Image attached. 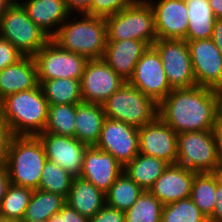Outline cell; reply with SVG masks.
<instances>
[{
	"label": "cell",
	"mask_w": 222,
	"mask_h": 222,
	"mask_svg": "<svg viewBox=\"0 0 222 222\" xmlns=\"http://www.w3.org/2000/svg\"><path fill=\"white\" fill-rule=\"evenodd\" d=\"M158 116L177 134L215 130L222 120L219 92L204 86L173 89L158 104Z\"/></svg>",
	"instance_id": "6da1fadb"
},
{
	"label": "cell",
	"mask_w": 222,
	"mask_h": 222,
	"mask_svg": "<svg viewBox=\"0 0 222 222\" xmlns=\"http://www.w3.org/2000/svg\"><path fill=\"white\" fill-rule=\"evenodd\" d=\"M48 110L49 103L40 85L9 95L0 102V114L12 136H37L43 133Z\"/></svg>",
	"instance_id": "7a4b0ae2"
},
{
	"label": "cell",
	"mask_w": 222,
	"mask_h": 222,
	"mask_svg": "<svg viewBox=\"0 0 222 222\" xmlns=\"http://www.w3.org/2000/svg\"><path fill=\"white\" fill-rule=\"evenodd\" d=\"M47 160L43 144L37 136H12L5 158L10 183L38 189Z\"/></svg>",
	"instance_id": "3957f363"
},
{
	"label": "cell",
	"mask_w": 222,
	"mask_h": 222,
	"mask_svg": "<svg viewBox=\"0 0 222 222\" xmlns=\"http://www.w3.org/2000/svg\"><path fill=\"white\" fill-rule=\"evenodd\" d=\"M80 17L70 21L69 16L51 39L62 49L87 59L103 58L107 41L105 18L87 14Z\"/></svg>",
	"instance_id": "277c9868"
},
{
	"label": "cell",
	"mask_w": 222,
	"mask_h": 222,
	"mask_svg": "<svg viewBox=\"0 0 222 222\" xmlns=\"http://www.w3.org/2000/svg\"><path fill=\"white\" fill-rule=\"evenodd\" d=\"M107 41L138 40L152 46L156 41L154 12L146 0H137L105 18Z\"/></svg>",
	"instance_id": "5b68a950"
},
{
	"label": "cell",
	"mask_w": 222,
	"mask_h": 222,
	"mask_svg": "<svg viewBox=\"0 0 222 222\" xmlns=\"http://www.w3.org/2000/svg\"><path fill=\"white\" fill-rule=\"evenodd\" d=\"M102 106L106 117L137 128L158 117V103L127 81Z\"/></svg>",
	"instance_id": "8992f818"
},
{
	"label": "cell",
	"mask_w": 222,
	"mask_h": 222,
	"mask_svg": "<svg viewBox=\"0 0 222 222\" xmlns=\"http://www.w3.org/2000/svg\"><path fill=\"white\" fill-rule=\"evenodd\" d=\"M0 37L9 41L23 56H34L51 38L27 15L15 0L2 16Z\"/></svg>",
	"instance_id": "52a82bcc"
},
{
	"label": "cell",
	"mask_w": 222,
	"mask_h": 222,
	"mask_svg": "<svg viewBox=\"0 0 222 222\" xmlns=\"http://www.w3.org/2000/svg\"><path fill=\"white\" fill-rule=\"evenodd\" d=\"M176 164L197 173L211 172L218 165L215 130L177 134Z\"/></svg>",
	"instance_id": "ba28073f"
},
{
	"label": "cell",
	"mask_w": 222,
	"mask_h": 222,
	"mask_svg": "<svg viewBox=\"0 0 222 222\" xmlns=\"http://www.w3.org/2000/svg\"><path fill=\"white\" fill-rule=\"evenodd\" d=\"M37 81L69 78L80 80L88 59L62 49L50 39L34 56Z\"/></svg>",
	"instance_id": "9c48e42d"
},
{
	"label": "cell",
	"mask_w": 222,
	"mask_h": 222,
	"mask_svg": "<svg viewBox=\"0 0 222 222\" xmlns=\"http://www.w3.org/2000/svg\"><path fill=\"white\" fill-rule=\"evenodd\" d=\"M152 46L161 57L167 81L172 89L197 86L186 40L156 39Z\"/></svg>",
	"instance_id": "30bf717a"
},
{
	"label": "cell",
	"mask_w": 222,
	"mask_h": 222,
	"mask_svg": "<svg viewBox=\"0 0 222 222\" xmlns=\"http://www.w3.org/2000/svg\"><path fill=\"white\" fill-rule=\"evenodd\" d=\"M124 83L103 58L88 59L80 79L82 101L102 105Z\"/></svg>",
	"instance_id": "8fae6325"
},
{
	"label": "cell",
	"mask_w": 222,
	"mask_h": 222,
	"mask_svg": "<svg viewBox=\"0 0 222 222\" xmlns=\"http://www.w3.org/2000/svg\"><path fill=\"white\" fill-rule=\"evenodd\" d=\"M127 82L158 104L173 90L167 81L161 57L153 46L143 53Z\"/></svg>",
	"instance_id": "7c38bea8"
},
{
	"label": "cell",
	"mask_w": 222,
	"mask_h": 222,
	"mask_svg": "<svg viewBox=\"0 0 222 222\" xmlns=\"http://www.w3.org/2000/svg\"><path fill=\"white\" fill-rule=\"evenodd\" d=\"M95 147L110 153L124 167L139 153L138 128L106 117Z\"/></svg>",
	"instance_id": "4fadbf2b"
},
{
	"label": "cell",
	"mask_w": 222,
	"mask_h": 222,
	"mask_svg": "<svg viewBox=\"0 0 222 222\" xmlns=\"http://www.w3.org/2000/svg\"><path fill=\"white\" fill-rule=\"evenodd\" d=\"M197 86H222V53L211 38L187 40Z\"/></svg>",
	"instance_id": "5bb4252c"
},
{
	"label": "cell",
	"mask_w": 222,
	"mask_h": 222,
	"mask_svg": "<svg viewBox=\"0 0 222 222\" xmlns=\"http://www.w3.org/2000/svg\"><path fill=\"white\" fill-rule=\"evenodd\" d=\"M139 153L164 160L169 165L177 160V133L159 116L138 128Z\"/></svg>",
	"instance_id": "9a60e30c"
},
{
	"label": "cell",
	"mask_w": 222,
	"mask_h": 222,
	"mask_svg": "<svg viewBox=\"0 0 222 222\" xmlns=\"http://www.w3.org/2000/svg\"><path fill=\"white\" fill-rule=\"evenodd\" d=\"M43 144L47 159L73 177H80L83 168V158L88 145L78 141L75 137L51 133L37 135Z\"/></svg>",
	"instance_id": "2e32d148"
},
{
	"label": "cell",
	"mask_w": 222,
	"mask_h": 222,
	"mask_svg": "<svg viewBox=\"0 0 222 222\" xmlns=\"http://www.w3.org/2000/svg\"><path fill=\"white\" fill-rule=\"evenodd\" d=\"M153 9L157 39L187 41L188 10L184 0H146Z\"/></svg>",
	"instance_id": "e0dca14e"
},
{
	"label": "cell",
	"mask_w": 222,
	"mask_h": 222,
	"mask_svg": "<svg viewBox=\"0 0 222 222\" xmlns=\"http://www.w3.org/2000/svg\"><path fill=\"white\" fill-rule=\"evenodd\" d=\"M124 167L110 154L95 146H88L84 153L80 177L107 193Z\"/></svg>",
	"instance_id": "ac0fdd59"
},
{
	"label": "cell",
	"mask_w": 222,
	"mask_h": 222,
	"mask_svg": "<svg viewBox=\"0 0 222 222\" xmlns=\"http://www.w3.org/2000/svg\"><path fill=\"white\" fill-rule=\"evenodd\" d=\"M196 173L178 164L169 165L149 189V192L163 205L188 198Z\"/></svg>",
	"instance_id": "d6986e66"
},
{
	"label": "cell",
	"mask_w": 222,
	"mask_h": 222,
	"mask_svg": "<svg viewBox=\"0 0 222 222\" xmlns=\"http://www.w3.org/2000/svg\"><path fill=\"white\" fill-rule=\"evenodd\" d=\"M149 45L144 41H106L103 59L124 80L128 81L134 68Z\"/></svg>",
	"instance_id": "ffe728a7"
},
{
	"label": "cell",
	"mask_w": 222,
	"mask_h": 222,
	"mask_svg": "<svg viewBox=\"0 0 222 222\" xmlns=\"http://www.w3.org/2000/svg\"><path fill=\"white\" fill-rule=\"evenodd\" d=\"M29 18L50 38L59 30L63 22L71 15L65 0H25L18 1Z\"/></svg>",
	"instance_id": "44dd1931"
},
{
	"label": "cell",
	"mask_w": 222,
	"mask_h": 222,
	"mask_svg": "<svg viewBox=\"0 0 222 222\" xmlns=\"http://www.w3.org/2000/svg\"><path fill=\"white\" fill-rule=\"evenodd\" d=\"M37 67L32 56H23L15 64L0 71V102L7 96L35 88Z\"/></svg>",
	"instance_id": "7402d4cb"
},
{
	"label": "cell",
	"mask_w": 222,
	"mask_h": 222,
	"mask_svg": "<svg viewBox=\"0 0 222 222\" xmlns=\"http://www.w3.org/2000/svg\"><path fill=\"white\" fill-rule=\"evenodd\" d=\"M105 119L106 115L101 104L83 101L76 104L75 138L88 146H95Z\"/></svg>",
	"instance_id": "603a6c76"
},
{
	"label": "cell",
	"mask_w": 222,
	"mask_h": 222,
	"mask_svg": "<svg viewBox=\"0 0 222 222\" xmlns=\"http://www.w3.org/2000/svg\"><path fill=\"white\" fill-rule=\"evenodd\" d=\"M66 203L79 214L90 219L103 208L106 198L105 193L93 183L81 177H74Z\"/></svg>",
	"instance_id": "cb8c5ba5"
},
{
	"label": "cell",
	"mask_w": 222,
	"mask_h": 222,
	"mask_svg": "<svg viewBox=\"0 0 222 222\" xmlns=\"http://www.w3.org/2000/svg\"><path fill=\"white\" fill-rule=\"evenodd\" d=\"M168 166L164 160L138 153L124 166V172L144 191H149Z\"/></svg>",
	"instance_id": "d4e9b609"
},
{
	"label": "cell",
	"mask_w": 222,
	"mask_h": 222,
	"mask_svg": "<svg viewBox=\"0 0 222 222\" xmlns=\"http://www.w3.org/2000/svg\"><path fill=\"white\" fill-rule=\"evenodd\" d=\"M187 6L189 25L187 40L212 38L216 17L208 0H184Z\"/></svg>",
	"instance_id": "484cf974"
},
{
	"label": "cell",
	"mask_w": 222,
	"mask_h": 222,
	"mask_svg": "<svg viewBox=\"0 0 222 222\" xmlns=\"http://www.w3.org/2000/svg\"><path fill=\"white\" fill-rule=\"evenodd\" d=\"M39 85L49 105L79 104L82 102L80 80L57 78L41 81Z\"/></svg>",
	"instance_id": "4316f807"
},
{
	"label": "cell",
	"mask_w": 222,
	"mask_h": 222,
	"mask_svg": "<svg viewBox=\"0 0 222 222\" xmlns=\"http://www.w3.org/2000/svg\"><path fill=\"white\" fill-rule=\"evenodd\" d=\"M65 203L66 199L61 195L39 189L33 190L23 219L48 221L54 213L62 209Z\"/></svg>",
	"instance_id": "83f0119b"
},
{
	"label": "cell",
	"mask_w": 222,
	"mask_h": 222,
	"mask_svg": "<svg viewBox=\"0 0 222 222\" xmlns=\"http://www.w3.org/2000/svg\"><path fill=\"white\" fill-rule=\"evenodd\" d=\"M143 191L123 171L105 194L106 204L118 210L126 211L133 206Z\"/></svg>",
	"instance_id": "f1b7e54d"
},
{
	"label": "cell",
	"mask_w": 222,
	"mask_h": 222,
	"mask_svg": "<svg viewBox=\"0 0 222 222\" xmlns=\"http://www.w3.org/2000/svg\"><path fill=\"white\" fill-rule=\"evenodd\" d=\"M216 188L217 183L211 172L195 174L190 199L208 219L214 212Z\"/></svg>",
	"instance_id": "f546056e"
},
{
	"label": "cell",
	"mask_w": 222,
	"mask_h": 222,
	"mask_svg": "<svg viewBox=\"0 0 222 222\" xmlns=\"http://www.w3.org/2000/svg\"><path fill=\"white\" fill-rule=\"evenodd\" d=\"M76 104L49 105L43 133L75 137Z\"/></svg>",
	"instance_id": "4dcf8cb0"
},
{
	"label": "cell",
	"mask_w": 222,
	"mask_h": 222,
	"mask_svg": "<svg viewBox=\"0 0 222 222\" xmlns=\"http://www.w3.org/2000/svg\"><path fill=\"white\" fill-rule=\"evenodd\" d=\"M32 194V189L10 183L0 204L2 218L23 220Z\"/></svg>",
	"instance_id": "1f68e13d"
},
{
	"label": "cell",
	"mask_w": 222,
	"mask_h": 222,
	"mask_svg": "<svg viewBox=\"0 0 222 222\" xmlns=\"http://www.w3.org/2000/svg\"><path fill=\"white\" fill-rule=\"evenodd\" d=\"M164 205L149 191H143L125 211V222H161Z\"/></svg>",
	"instance_id": "d6a6232c"
},
{
	"label": "cell",
	"mask_w": 222,
	"mask_h": 222,
	"mask_svg": "<svg viewBox=\"0 0 222 222\" xmlns=\"http://www.w3.org/2000/svg\"><path fill=\"white\" fill-rule=\"evenodd\" d=\"M73 179L74 177L65 169L47 160L42 170L38 189L61 195L66 199Z\"/></svg>",
	"instance_id": "836d02e7"
},
{
	"label": "cell",
	"mask_w": 222,
	"mask_h": 222,
	"mask_svg": "<svg viewBox=\"0 0 222 222\" xmlns=\"http://www.w3.org/2000/svg\"><path fill=\"white\" fill-rule=\"evenodd\" d=\"M161 222H208L190 197L164 205Z\"/></svg>",
	"instance_id": "e575fe53"
},
{
	"label": "cell",
	"mask_w": 222,
	"mask_h": 222,
	"mask_svg": "<svg viewBox=\"0 0 222 222\" xmlns=\"http://www.w3.org/2000/svg\"><path fill=\"white\" fill-rule=\"evenodd\" d=\"M137 0H92L90 15L97 17H108L130 7Z\"/></svg>",
	"instance_id": "d590c367"
},
{
	"label": "cell",
	"mask_w": 222,
	"mask_h": 222,
	"mask_svg": "<svg viewBox=\"0 0 222 222\" xmlns=\"http://www.w3.org/2000/svg\"><path fill=\"white\" fill-rule=\"evenodd\" d=\"M23 55L9 41L0 37V71L15 64Z\"/></svg>",
	"instance_id": "8d00e7d4"
},
{
	"label": "cell",
	"mask_w": 222,
	"mask_h": 222,
	"mask_svg": "<svg viewBox=\"0 0 222 222\" xmlns=\"http://www.w3.org/2000/svg\"><path fill=\"white\" fill-rule=\"evenodd\" d=\"M89 222H125V211L118 210L105 204Z\"/></svg>",
	"instance_id": "74e56055"
},
{
	"label": "cell",
	"mask_w": 222,
	"mask_h": 222,
	"mask_svg": "<svg viewBox=\"0 0 222 222\" xmlns=\"http://www.w3.org/2000/svg\"><path fill=\"white\" fill-rule=\"evenodd\" d=\"M48 222H89V218L82 216L70 205L65 203L59 212L54 213L48 219Z\"/></svg>",
	"instance_id": "f35d334b"
},
{
	"label": "cell",
	"mask_w": 222,
	"mask_h": 222,
	"mask_svg": "<svg viewBox=\"0 0 222 222\" xmlns=\"http://www.w3.org/2000/svg\"><path fill=\"white\" fill-rule=\"evenodd\" d=\"M12 133L0 114V167L5 166V158Z\"/></svg>",
	"instance_id": "ab89813d"
},
{
	"label": "cell",
	"mask_w": 222,
	"mask_h": 222,
	"mask_svg": "<svg viewBox=\"0 0 222 222\" xmlns=\"http://www.w3.org/2000/svg\"><path fill=\"white\" fill-rule=\"evenodd\" d=\"M92 0H65L66 7L70 14L74 12L90 15V7Z\"/></svg>",
	"instance_id": "60d3db41"
},
{
	"label": "cell",
	"mask_w": 222,
	"mask_h": 222,
	"mask_svg": "<svg viewBox=\"0 0 222 222\" xmlns=\"http://www.w3.org/2000/svg\"><path fill=\"white\" fill-rule=\"evenodd\" d=\"M215 200L214 212L208 222H222V187L219 185L216 188Z\"/></svg>",
	"instance_id": "b9f144b4"
},
{
	"label": "cell",
	"mask_w": 222,
	"mask_h": 222,
	"mask_svg": "<svg viewBox=\"0 0 222 222\" xmlns=\"http://www.w3.org/2000/svg\"><path fill=\"white\" fill-rule=\"evenodd\" d=\"M211 39L222 53V19H216Z\"/></svg>",
	"instance_id": "7bdbcfd3"
},
{
	"label": "cell",
	"mask_w": 222,
	"mask_h": 222,
	"mask_svg": "<svg viewBox=\"0 0 222 222\" xmlns=\"http://www.w3.org/2000/svg\"><path fill=\"white\" fill-rule=\"evenodd\" d=\"M10 184V180L8 177V172L5 166L0 167V204L5 196L7 187Z\"/></svg>",
	"instance_id": "ee69618b"
},
{
	"label": "cell",
	"mask_w": 222,
	"mask_h": 222,
	"mask_svg": "<svg viewBox=\"0 0 222 222\" xmlns=\"http://www.w3.org/2000/svg\"><path fill=\"white\" fill-rule=\"evenodd\" d=\"M218 143V165H222V120L215 129Z\"/></svg>",
	"instance_id": "f6af8a7d"
},
{
	"label": "cell",
	"mask_w": 222,
	"mask_h": 222,
	"mask_svg": "<svg viewBox=\"0 0 222 222\" xmlns=\"http://www.w3.org/2000/svg\"><path fill=\"white\" fill-rule=\"evenodd\" d=\"M216 19H222V0H208Z\"/></svg>",
	"instance_id": "bcb514c9"
},
{
	"label": "cell",
	"mask_w": 222,
	"mask_h": 222,
	"mask_svg": "<svg viewBox=\"0 0 222 222\" xmlns=\"http://www.w3.org/2000/svg\"><path fill=\"white\" fill-rule=\"evenodd\" d=\"M212 175L214 176L217 185L222 187V165H217L212 171Z\"/></svg>",
	"instance_id": "7dc6e473"
},
{
	"label": "cell",
	"mask_w": 222,
	"mask_h": 222,
	"mask_svg": "<svg viewBox=\"0 0 222 222\" xmlns=\"http://www.w3.org/2000/svg\"><path fill=\"white\" fill-rule=\"evenodd\" d=\"M15 2V0H0V21L2 16L6 13L8 8Z\"/></svg>",
	"instance_id": "c3c4849f"
},
{
	"label": "cell",
	"mask_w": 222,
	"mask_h": 222,
	"mask_svg": "<svg viewBox=\"0 0 222 222\" xmlns=\"http://www.w3.org/2000/svg\"><path fill=\"white\" fill-rule=\"evenodd\" d=\"M219 95H220V113L222 117V86L218 89Z\"/></svg>",
	"instance_id": "681fc988"
},
{
	"label": "cell",
	"mask_w": 222,
	"mask_h": 222,
	"mask_svg": "<svg viewBox=\"0 0 222 222\" xmlns=\"http://www.w3.org/2000/svg\"><path fill=\"white\" fill-rule=\"evenodd\" d=\"M1 222H20V221L19 220H14V219L1 218Z\"/></svg>",
	"instance_id": "f907efd6"
},
{
	"label": "cell",
	"mask_w": 222,
	"mask_h": 222,
	"mask_svg": "<svg viewBox=\"0 0 222 222\" xmlns=\"http://www.w3.org/2000/svg\"><path fill=\"white\" fill-rule=\"evenodd\" d=\"M20 222H48V221H39V220H27V219H23Z\"/></svg>",
	"instance_id": "816d5d0a"
}]
</instances>
